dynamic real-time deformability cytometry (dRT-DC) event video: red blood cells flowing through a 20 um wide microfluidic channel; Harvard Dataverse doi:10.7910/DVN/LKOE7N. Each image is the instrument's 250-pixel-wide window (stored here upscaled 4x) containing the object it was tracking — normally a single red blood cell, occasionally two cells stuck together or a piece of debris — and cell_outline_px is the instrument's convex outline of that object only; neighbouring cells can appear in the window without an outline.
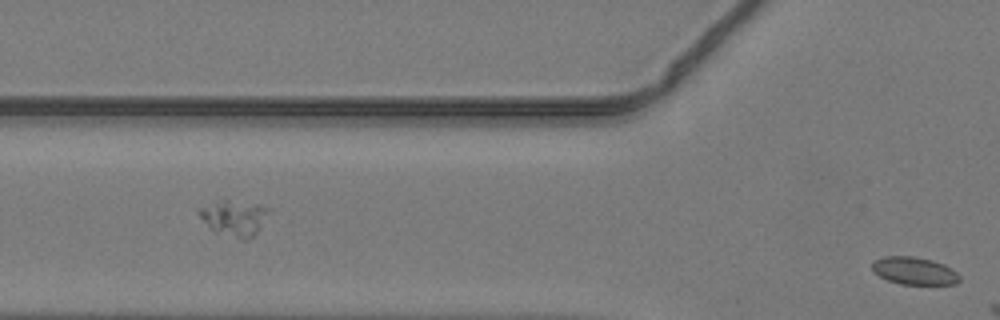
{"species": "common noctule bat (a hibernating species)", "species_latin": "Nyctalus noctula", "temperature_condition": "warm", "stored_images_in_passage": 20, "segment_of_instrument_passage": [2, 2], "camera_frame_rate_fps": 3000, "um_per_image_px": 0.085, "animal": {"sex": "male", "body_mass_g": 19.2, "forearm_length_mm": 51.8}, "frame": {"image": 1, "passage_image": 20, "time_ms": 6.333, "image_size_px": [1000, 320], "cell_outline_px": [[960, 280], [956, 284], [900, 284], [888, 280], [872, 272], [872, 260], [884, 256], [912, 256], [932, 260], [944, 264], [952, 268], [960, 276]], "centroid_in_image_um": [77.7, 23.01], "position_along_channel_um": 48.1, "area_um2": 14.16}}